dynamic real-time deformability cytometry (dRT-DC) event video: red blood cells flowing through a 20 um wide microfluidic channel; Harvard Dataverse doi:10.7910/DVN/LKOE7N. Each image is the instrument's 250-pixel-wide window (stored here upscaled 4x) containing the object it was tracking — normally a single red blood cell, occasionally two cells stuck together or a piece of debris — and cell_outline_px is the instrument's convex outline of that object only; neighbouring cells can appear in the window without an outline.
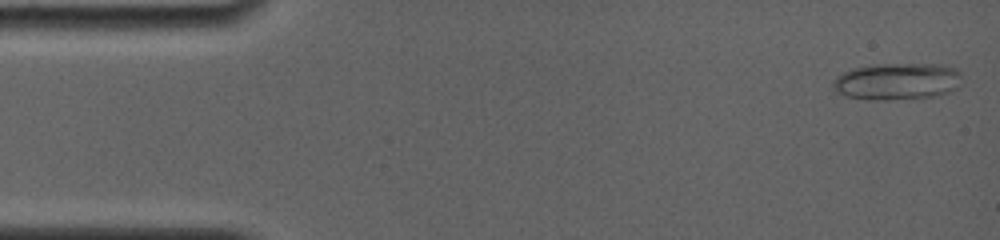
{"species": "common noctule bat (a hibernating species)", "species_latin": "Nyctalus noctula", "temperature_condition": "room temperature", "stored_images_in_passage": 29, "camera_frame_rate_fps": 4000, "um_per_image_px": 0.085, "animal": {"sex": "female", "body_mass_g": 19.0, "forearm_length_mm": 56.7}, "frame": {"image": 1, "passage_image": 1, "time_ms": 0.0, "image_size_px": [1000, 240], "cell_outline_px": [[960, 76], [952, 88], [948, 92], [936, 96], [880, 100], [872, 100], [844, 96], [836, 92], [832, 88], [832, 80], [836, 76], [852, 68], [872, 64], [924, 64], [952, 68], [960, 72]], "centroid_in_image_um": [76.1, 6.92], "position_along_channel_um": 8.9, "area_um2": 27.22}}
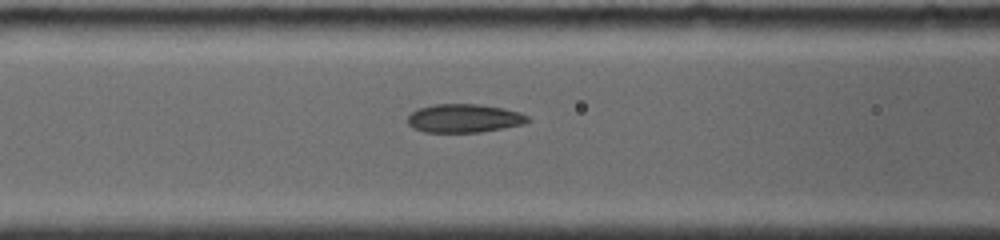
{"frame": {"image": 2, "passage_image": 19, "time_ms": 6.0, "image_size_px": [1000, 240], "cell_outline_px": [[532, 120], [524, 124], [480, 132], [424, 132], [408, 124], [408, 116], [416, 108], [432, 104], [476, 104], [504, 108], [520, 112], [528, 116]], "centroid_in_image_um": [39.46, 10.04], "position_along_channel_um": 127.1, "area_um2": 20.0}}
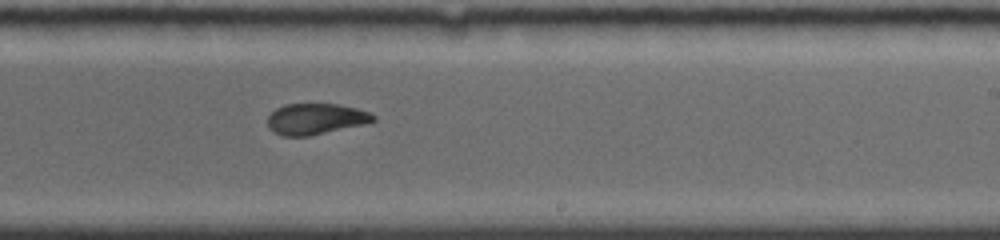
{"frame": {"image": 3, "passage_image": 29, "time_ms": 9.5, "image_size_px": [1000, 240], "cell_outline_px": [[376, 120], [360, 124], [308, 136], [284, 136], [268, 128], [268, 116], [276, 108], [284, 104], [336, 104], [356, 108], [368, 112], [376, 116]], "centroid_in_image_um": [26.78, 10.09], "position_along_channel_um": 262.2, "area_um2": 18.67}}